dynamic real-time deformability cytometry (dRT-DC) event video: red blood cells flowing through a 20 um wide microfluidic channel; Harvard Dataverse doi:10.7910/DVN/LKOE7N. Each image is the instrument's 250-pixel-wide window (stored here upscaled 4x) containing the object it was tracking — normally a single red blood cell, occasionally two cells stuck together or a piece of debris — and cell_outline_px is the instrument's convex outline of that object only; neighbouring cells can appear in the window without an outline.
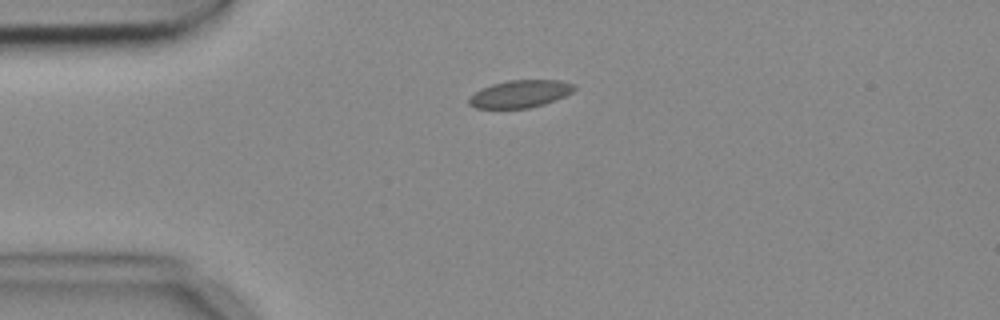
{"species": "common noctule bat (a hibernating species)", "species_latin": "Nyctalus noctula", "temperature_condition": "cold", "stored_images_in_passage": 2, "camera_frame_rate_fps": 3000, "um_per_image_px": 0.085, "animal": {"sex": "female", "body_mass_g": 18.4}, "frame": {"image": 1, "passage_image": 1, "time_ms": 0.0, "image_size_px": [1000, 320], "cell_outline_px": [[576, 88], [572, 92], [556, 100], [544, 104], [528, 108], [476, 108], [468, 104], [468, 96], [492, 84], [508, 80], [560, 80], [576, 84]], "centroid_in_image_um": [44.23, 7.97], "position_along_channel_um": 40.8, "area_um2": 16.88}}